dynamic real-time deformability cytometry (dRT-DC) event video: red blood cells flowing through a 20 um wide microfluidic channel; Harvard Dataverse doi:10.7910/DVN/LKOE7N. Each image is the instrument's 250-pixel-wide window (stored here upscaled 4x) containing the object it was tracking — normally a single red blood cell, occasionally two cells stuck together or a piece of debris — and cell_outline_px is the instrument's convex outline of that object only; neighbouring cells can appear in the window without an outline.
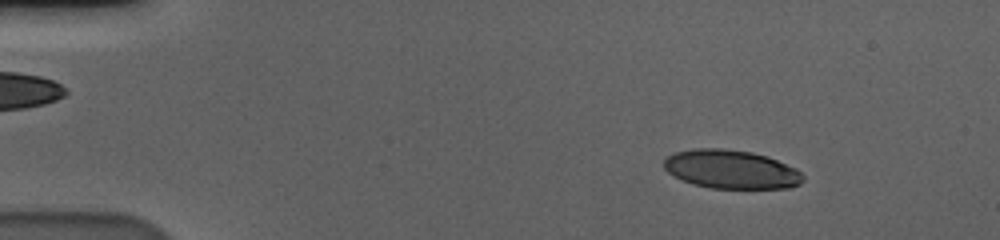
{"species": "human", "species_latin": "Homo sapiens", "temperature_condition": "cold", "stored_images_in_passage": 58, "camera_frame_rate_fps": 3000, "um_per_image_px": 0.085, "donor": {"sex": "male"}, "frame": {"image": 1, "passage_image": 8, "time_ms": 2.333, "image_size_px": [1000, 240], "cell_outline_px": [[804, 180], [800, 184], [788, 188], [712, 188], [692, 184], [668, 172], [664, 168], [664, 160], [672, 152], [692, 148], [724, 148], [752, 152], [768, 156], [796, 168], [804, 176]], "centroid_in_image_um": [62.15, 14.38], "position_along_channel_um": 22.8, "area_um2": 31.5}}
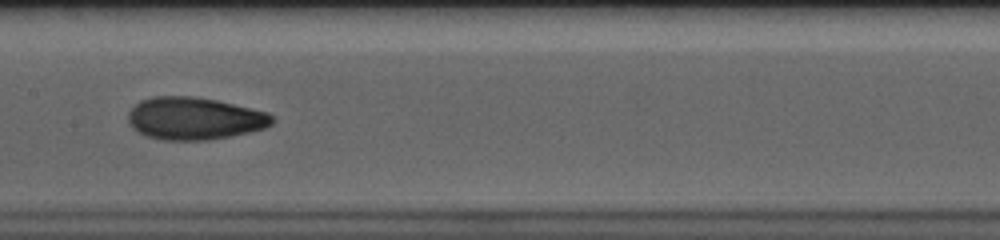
{"frame": {"image": 2, "passage_image": 30, "time_ms": 9.667, "image_size_px": [1000, 240], "cell_outline_px": [[272, 124], [264, 128], [232, 136], [208, 140], [164, 140], [148, 136], [132, 128], [128, 124], [128, 112], [140, 100], [152, 96], [196, 96], [216, 100], [268, 112], [272, 116]], "centroid_in_image_um": [16.5, 10.06], "position_along_channel_um": 190.9, "area_um2": 35.6}}
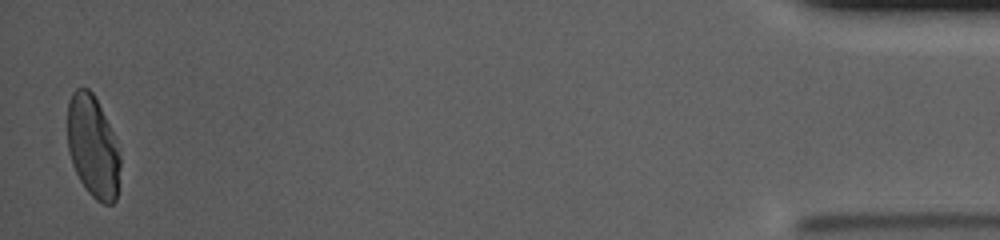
{"frame": {"image": 3, "passage_image": 57, "time_ms": 18.667, "image_size_px": [1000, 240], "cell_outline_px": [[120, 164], [116, 200], [112, 204], [104, 204], [96, 200], [88, 192], [80, 180], [72, 164], [68, 148], [68, 104], [72, 92], [76, 88], [88, 88], [92, 92], [112, 132], [120, 156]], "centroid_in_image_um": [7.88, 12.49], "position_along_channel_um": 427.3, "area_um2": 30.92}, "authors_computed_cell_mechanics": {"area_um2": 33.1483, "velocity_mm_per_s": 3.5912, "shape_relaxation_time_tau1_ms": 5.5624, "shape_relaxation_time_tau2_ms": 1.9706, "deformation_change_tau1": 0.1956, "deformation_change_tau2": 0.0678}}